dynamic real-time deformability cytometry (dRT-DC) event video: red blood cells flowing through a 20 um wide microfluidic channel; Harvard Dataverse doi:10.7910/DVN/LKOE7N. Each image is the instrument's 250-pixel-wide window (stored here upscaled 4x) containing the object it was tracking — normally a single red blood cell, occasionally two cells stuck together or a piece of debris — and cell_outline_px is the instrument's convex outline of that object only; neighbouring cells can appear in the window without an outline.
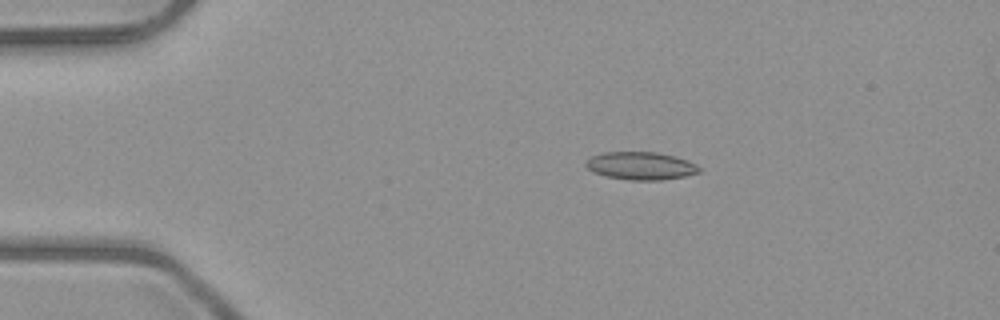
{"species": "common noctule bat (a hibernating species)", "species_latin": "Nyctalus noctula", "temperature_condition": "room temperature", "stored_images_in_passage": 3, "camera_frame_rate_fps": 3000, "um_per_image_px": 0.085, "animal": {"sex": "male", "body_mass_g": 23.1, "forearm_length_mm": 52.7}, "frame": {"image": 1, "passage_image": 2, "time_ms": 1.0, "image_size_px": [1000, 320], "cell_outline_px": [[700, 172], [684, 176], [660, 180], [628, 180], [604, 176], [592, 172], [584, 164], [588, 156], [604, 152], [656, 152], [672, 156], [696, 164], [700, 168]], "centroid_in_image_um": [54.38, 14.1], "position_along_channel_um": 30.6, "area_um2": 18.38}}